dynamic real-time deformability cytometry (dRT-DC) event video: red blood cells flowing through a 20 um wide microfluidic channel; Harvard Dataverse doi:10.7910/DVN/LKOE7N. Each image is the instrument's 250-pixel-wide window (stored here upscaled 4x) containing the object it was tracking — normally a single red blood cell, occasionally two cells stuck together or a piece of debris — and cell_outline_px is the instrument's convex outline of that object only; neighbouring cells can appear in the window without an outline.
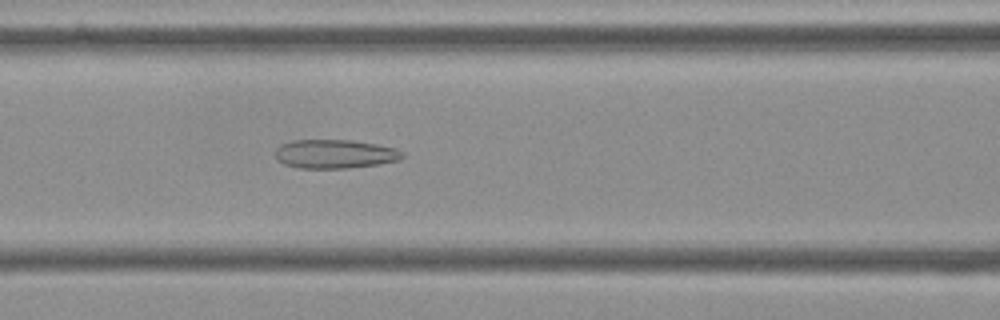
{"species": "Egyptian fruit bat (a non-hibernating species)", "species_latin": "Rousettus aegyptiacus", "temperature_condition": "cold", "stored_images_in_passage": 40, "camera_frame_rate_fps": 3000, "um_per_image_px": 0.085, "frame": {"image": 1, "passage_image": 14, "time_ms": 4.333, "image_size_px": [1000, 320], "cell_outline_px": [[404, 156], [400, 160], [376, 164], [348, 168], [300, 168], [284, 164], [276, 160], [276, 148], [280, 144], [292, 140], [352, 140], [376, 144], [396, 148], [404, 152]], "centroid_in_image_um": [28.45, 13.08], "position_along_channel_um": 138.1, "area_um2": 21.44}}
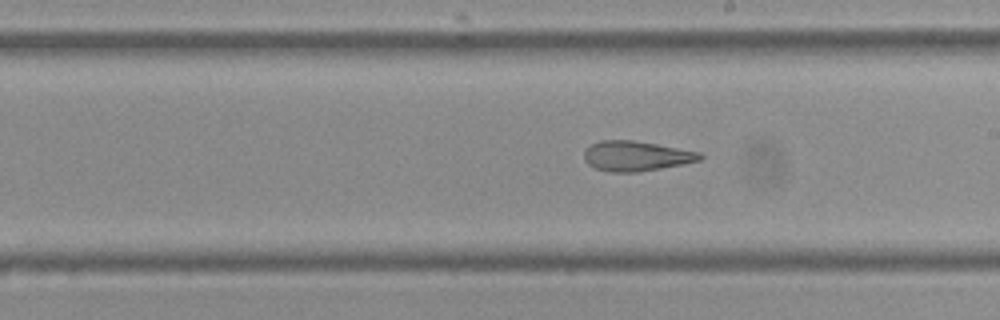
{"frame": {"image": 2, "passage_image": 22, "time_ms": 7.0, "image_size_px": [1000, 320], "cell_outline_px": [[704, 156], [700, 160], [684, 164], [636, 172], [612, 172], [596, 168], [588, 164], [584, 160], [584, 148], [600, 140], [632, 140], [656, 144], [700, 152]], "centroid_in_image_um": [54.05, 13.25], "position_along_channel_um": 234.9, "area_um2": 20.17}}
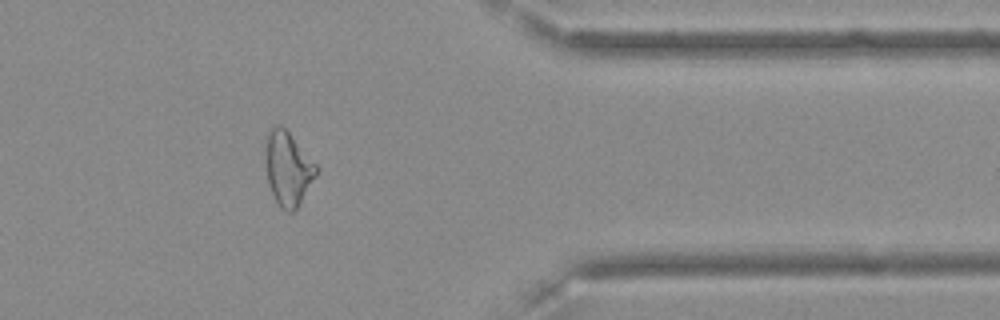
{"frame": {"image": 3, "passage_image": 36, "time_ms": 11.667, "image_size_px": [1000, 320], "cell_outline_px": [[320, 168], [316, 176], [300, 204], [292, 212], [288, 212], [280, 208], [268, 184], [264, 140], [264, 136], [268, 128], [272, 124], [280, 124], [288, 132]], "centroid_in_image_um": [24.45, 14.28], "position_along_channel_um": 386.9, "area_um2": 22.2}, "authors_computed_cell_mechanics": {"area_um2": 21.9062, "velocity_mm_per_s": 3.6294, "shape_relaxation_time_tau1_ms": null, "shape_relaxation_time_tau2_ms": 3.2379, "deformation_change_tau1": null, "deformation_change_tau2": 0.1347}}